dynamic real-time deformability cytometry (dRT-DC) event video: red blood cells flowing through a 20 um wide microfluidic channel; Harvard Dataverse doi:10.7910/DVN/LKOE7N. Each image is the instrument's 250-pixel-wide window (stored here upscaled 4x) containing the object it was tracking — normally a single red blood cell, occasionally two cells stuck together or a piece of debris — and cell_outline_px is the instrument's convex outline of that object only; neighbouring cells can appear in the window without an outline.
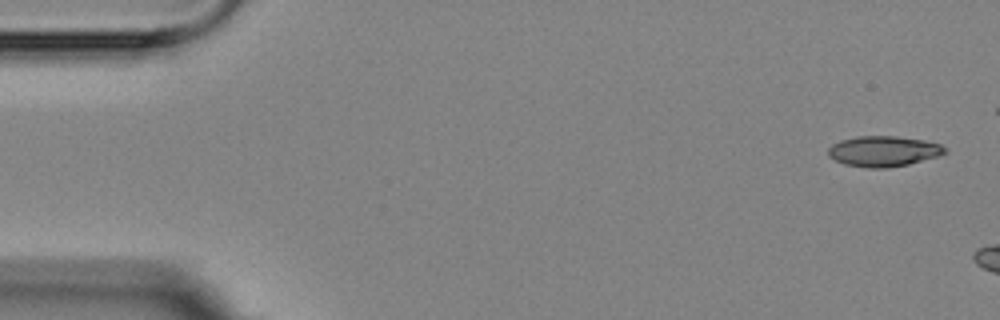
{"species": "Egyptian fruit bat (a non-hibernating species)", "species_latin": "Rousettus aegyptiacus", "temperature_condition": "room temperature", "stored_images_in_passage": 3, "camera_frame_rate_fps": 3000, "um_per_image_px": 0.085, "animal": {"sex": "female"}, "frame": {"image": 1, "passage_image": 1, "time_ms": 0.0, "image_size_px": [1000, 320], "cell_outline_px": [[948, 152], [940, 156], [908, 164], [888, 168], [868, 168], [844, 164], [828, 156], [828, 148], [832, 144], [840, 140], [856, 136], [896, 136], [924, 140], [940, 144], [948, 148]], "centroid_in_image_um": [75.12, 12.85], "position_along_channel_um": 9.9, "area_um2": 20.98}}